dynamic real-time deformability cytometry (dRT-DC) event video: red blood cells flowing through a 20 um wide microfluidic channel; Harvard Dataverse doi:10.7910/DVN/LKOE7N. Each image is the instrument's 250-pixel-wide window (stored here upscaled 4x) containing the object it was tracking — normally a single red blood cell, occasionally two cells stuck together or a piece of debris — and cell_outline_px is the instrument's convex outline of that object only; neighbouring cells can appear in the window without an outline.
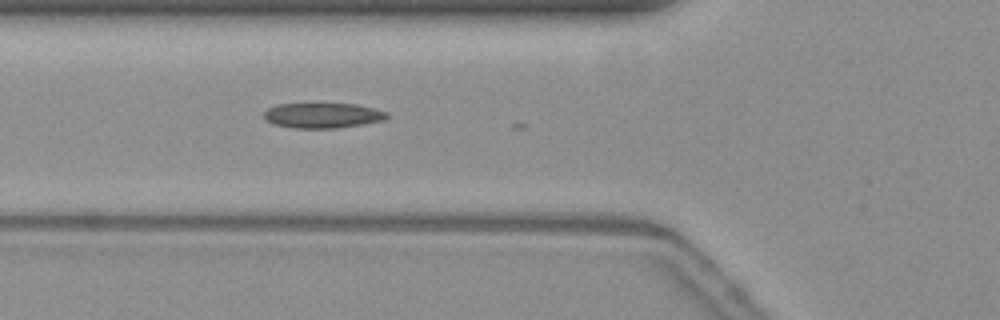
{"species": "common noctule bat (a hibernating species)", "species_latin": "Nyctalus noctula", "temperature_condition": "warm", "stored_images_in_passage": 4, "camera_frame_rate_fps": 3000, "um_per_image_px": 0.085, "animal": {"sex": "female", "body_mass_g": 19.3, "forearm_length_mm": 54.1}, "frame": {"image": 1, "passage_image": 2, "time_ms": 0.333, "image_size_px": [1000, 320], "cell_outline_px": [[388, 116], [384, 120], [336, 128], [292, 128], [276, 124], [268, 120], [264, 116], [264, 112], [268, 108], [276, 104], [356, 104], [388, 112]], "centroid_in_image_um": [27.42, 9.81], "position_along_channel_um": 98.4, "area_um2": 17.74}}